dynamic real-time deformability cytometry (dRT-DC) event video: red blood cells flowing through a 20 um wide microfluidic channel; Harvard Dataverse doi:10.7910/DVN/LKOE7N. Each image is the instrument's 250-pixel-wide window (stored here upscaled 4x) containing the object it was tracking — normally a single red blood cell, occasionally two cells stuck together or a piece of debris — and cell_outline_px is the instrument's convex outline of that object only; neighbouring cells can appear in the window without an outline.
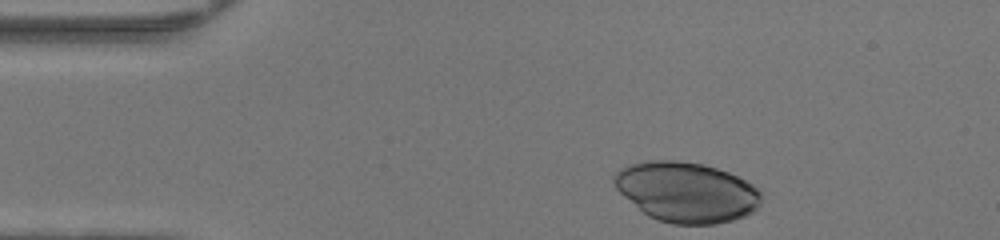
{"species": "human", "species_latin": "Homo sapiens", "temperature_condition": "warm", "stored_images_in_passage": 32, "camera_frame_rate_fps": 3000, "um_per_image_px": 0.085, "donor": {"sex": "female"}, "frame": {"image": 1, "passage_image": 1, "time_ms": 0.0, "image_size_px": [1000, 240], "cell_outline_px": [[760, 204], [752, 212], [744, 216], [732, 220], [716, 224], [672, 224], [648, 216], [624, 196], [616, 188], [612, 180], [612, 176], [620, 168], [628, 164], [648, 160], [676, 160], [704, 164], [728, 172], [752, 184], [760, 192]], "centroid_in_image_um": [58.31, 16.31], "position_along_channel_um": 26.7, "area_um2": 51.5}}
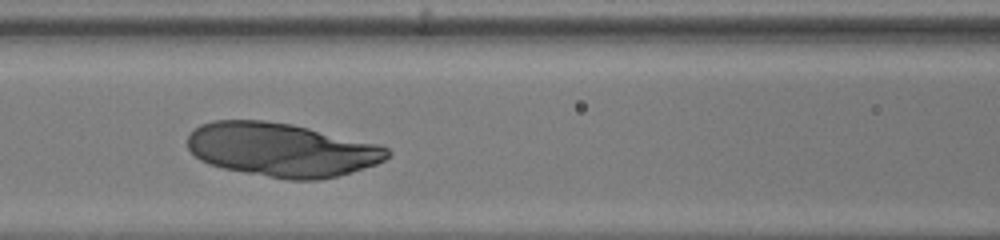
{"frame": {"image": 2, "passage_image": 14, "time_ms": 4.333, "image_size_px": [1000, 240], "cell_outline_px": [[392, 152], [384, 160], [376, 164], [336, 176], [320, 180], [288, 180], [224, 168], [208, 164], [200, 160], [188, 148], [188, 136], [200, 124], [212, 120], [264, 120], [292, 124], [380, 144], [388, 148]], "centroid_in_image_um": [23.94, 12.72], "position_along_channel_um": 142.7, "area_um2": 62.48}}
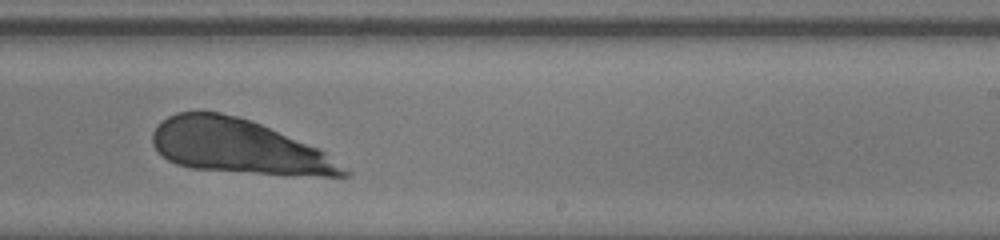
{"frame": {"image": 3, "passage_image": 23, "time_ms": 7.333, "image_size_px": [1000, 240], "cell_outline_px": [[352, 172], [348, 176], [324, 176], [188, 168], [176, 164], [168, 160], [152, 144], [152, 132], [156, 124], [168, 116], [176, 112], [220, 112], [240, 116], [320, 148]], "centroid_in_image_um": [20.26, 12.44], "position_along_channel_um": 268.7, "area_um2": 59.82}}